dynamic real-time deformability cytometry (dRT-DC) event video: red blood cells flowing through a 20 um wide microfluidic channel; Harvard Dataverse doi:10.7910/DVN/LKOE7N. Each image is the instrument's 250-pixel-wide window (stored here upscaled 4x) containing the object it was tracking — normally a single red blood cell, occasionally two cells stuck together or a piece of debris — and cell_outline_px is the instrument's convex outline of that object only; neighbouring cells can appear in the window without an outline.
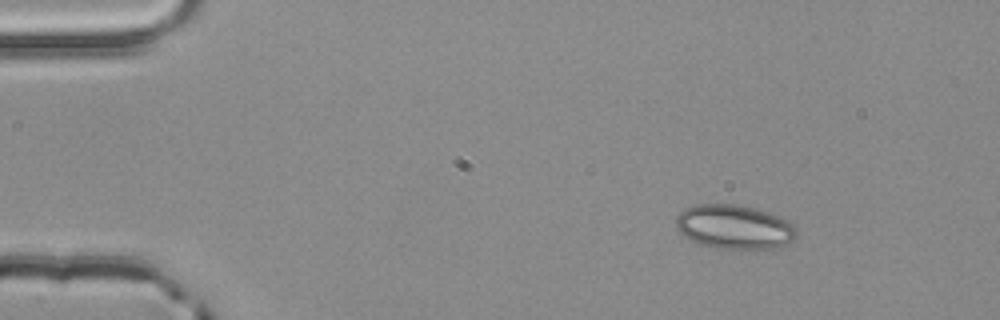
{"species": "common noctule bat (a hibernating species)", "species_latin": "Nyctalus noctula", "temperature_condition": "room temperature", "stored_images_in_passage": 3, "camera_frame_rate_fps": 3000, "um_per_image_px": 0.085, "animal": {"sex": "male", "body_mass_g": 20.4}, "frame": {"image": 1, "passage_image": 1, "time_ms": 0.0, "image_size_px": [1000, 320], "cell_outline_px": [[796, 236], [792, 240], [776, 248], [756, 252], [748, 252], [708, 248], [688, 240], [676, 228], [676, 216], [684, 208], [696, 204], [736, 204], [756, 208], [780, 216], [788, 220], [796, 228]], "centroid_in_image_um": [62.4, 19.34], "position_along_channel_um": 22.6, "area_um2": 32.43}}
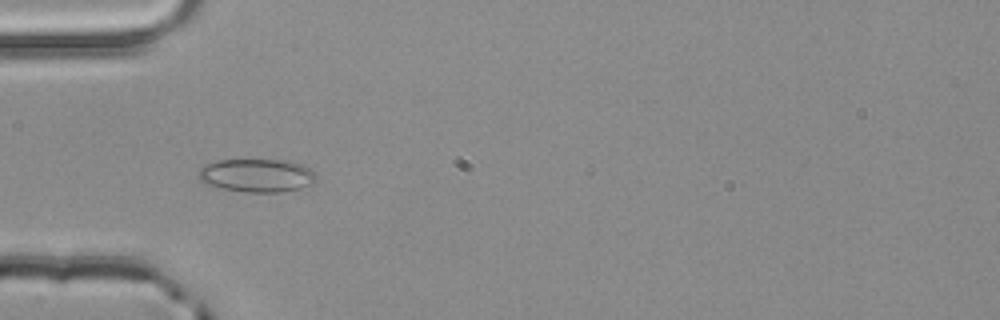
{"frame": {"image": 2, "passage_image": 3, "time_ms": 0.667, "image_size_px": [1000, 320], "cell_outline_px": [[316, 180], [300, 188], [280, 192], [244, 192], [224, 188], [208, 184], [200, 180], [200, 168], [204, 164], [216, 160], [292, 160], [304, 164], [316, 172]], "centroid_in_image_um": [21.88, 14.89], "position_along_channel_um": 63.1, "area_um2": 22.83}}